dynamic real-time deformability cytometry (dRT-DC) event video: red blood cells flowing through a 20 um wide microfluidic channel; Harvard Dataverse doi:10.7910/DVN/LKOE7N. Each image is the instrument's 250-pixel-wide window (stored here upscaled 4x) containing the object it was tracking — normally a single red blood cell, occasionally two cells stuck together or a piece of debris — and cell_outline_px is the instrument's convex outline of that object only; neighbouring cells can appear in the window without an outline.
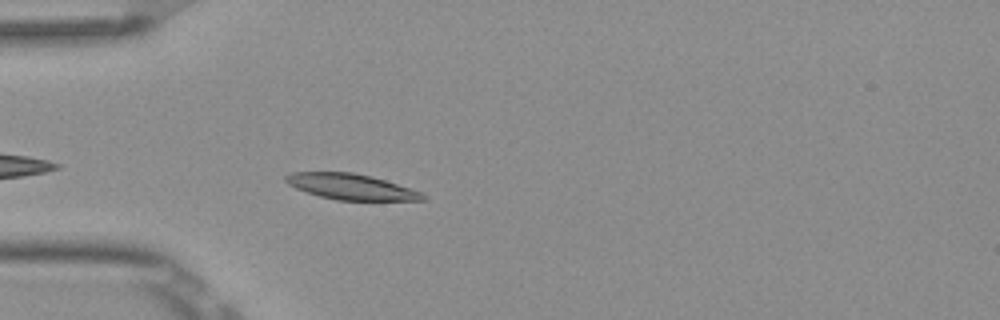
{"species": "Egyptian fruit bat (a non-hibernating species)", "species_latin": "Rousettus aegyptiacus", "temperature_condition": "room temperature", "stored_images_in_passage": 5, "camera_frame_rate_fps": 3000, "um_per_image_px": 0.085, "frame": {"image": 1, "passage_image": 5, "time_ms": 1.333, "image_size_px": [1000, 320], "cell_outline_px": [[428, 200], [336, 200], [320, 196], [296, 188], [288, 184], [284, 180], [284, 176], [292, 172], [352, 172], [372, 176], [420, 192], [428, 196]], "centroid_in_image_um": [29.82, 15.87], "position_along_channel_um": 55.2, "area_um2": 20.35}}